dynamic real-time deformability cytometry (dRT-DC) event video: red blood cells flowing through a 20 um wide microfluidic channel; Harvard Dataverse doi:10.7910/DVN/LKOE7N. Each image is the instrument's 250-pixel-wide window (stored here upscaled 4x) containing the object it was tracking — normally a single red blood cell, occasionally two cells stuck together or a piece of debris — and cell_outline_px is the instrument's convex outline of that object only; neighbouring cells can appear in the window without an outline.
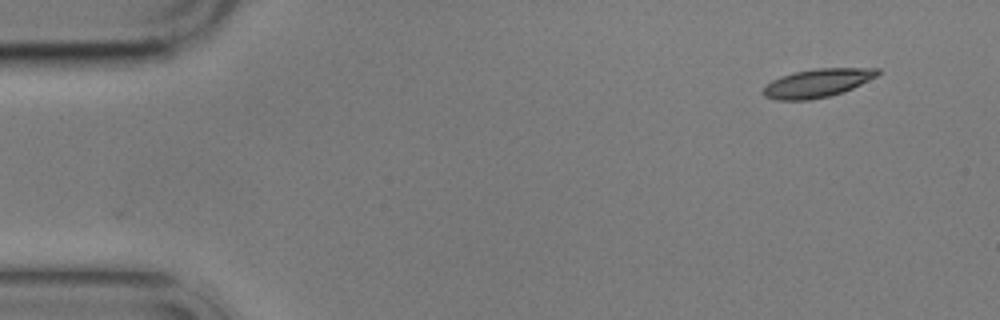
{"species": "common noctule bat (a hibernating species)", "species_latin": "Nyctalus noctula", "temperature_condition": "cold", "stored_images_in_passage": 2, "camera_frame_rate_fps": 3000, "um_per_image_px": 0.085, "animal": {"sex": "male", "body_mass_g": 17.9}, "frame": {"image": 1, "passage_image": 2, "time_ms": 1.333, "image_size_px": [1000, 320], "cell_outline_px": [[880, 72], [876, 76], [844, 92], [828, 96], [808, 100], [776, 100], [764, 96], [764, 88], [772, 80], [780, 76], [792, 72], [816, 68], [880, 68]], "centroid_in_image_um": [69.47, 7.05], "position_along_channel_um": 15.5, "area_um2": 18.84}}